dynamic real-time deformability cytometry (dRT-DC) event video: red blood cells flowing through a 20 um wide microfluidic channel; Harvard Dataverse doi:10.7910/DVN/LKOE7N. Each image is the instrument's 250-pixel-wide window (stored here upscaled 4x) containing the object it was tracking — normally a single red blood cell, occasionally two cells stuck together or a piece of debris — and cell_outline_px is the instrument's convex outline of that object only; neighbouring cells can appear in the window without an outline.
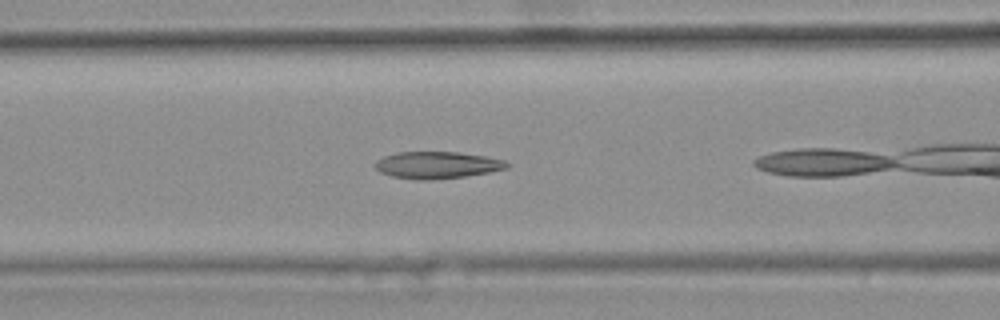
{"species": "common noctule bat (a hibernating species)", "species_latin": "Nyctalus noctula", "temperature_condition": "warm", "stored_images_in_passage": 17, "camera_frame_rate_fps": 3000, "um_per_image_px": 0.085, "animal": {"sex": "female", "body_mass_g": 25.1}, "frame": {"image": 1, "passage_image": 6, "time_ms": 1.667, "image_size_px": [1000, 320], "cell_outline_px": [[512, 164], [508, 168], [488, 172], [464, 176], [424, 180], [416, 180], [392, 176], [380, 172], [372, 164], [376, 160], [384, 156], [396, 152], [460, 152], [484, 156], [504, 160]], "centroid_in_image_um": [37.13, 14.02], "position_along_channel_um": 129.5, "area_um2": 20.69}}